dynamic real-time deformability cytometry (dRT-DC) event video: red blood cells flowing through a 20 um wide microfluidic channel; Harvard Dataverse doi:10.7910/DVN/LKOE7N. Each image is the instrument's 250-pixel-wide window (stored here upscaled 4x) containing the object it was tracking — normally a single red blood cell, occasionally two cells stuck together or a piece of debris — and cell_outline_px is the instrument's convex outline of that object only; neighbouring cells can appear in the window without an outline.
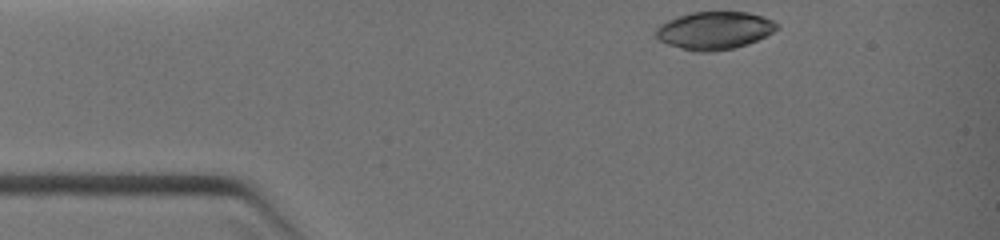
{"species": "common noctule bat (a hibernating species)", "species_latin": "Nyctalus noctula", "temperature_condition": "warm", "stored_images_in_passage": 22, "camera_frame_rate_fps": 3000, "um_per_image_px": 0.085, "animal": {"sex": "female", "body_mass_g": 19.0, "forearm_length_mm": 51.5}, "frame": {"image": 1, "passage_image": 1, "time_ms": 0.0, "image_size_px": [1000, 240], "cell_outline_px": [[780, 28], [748, 44], [732, 48], [712, 52], [692, 52], [668, 44], [660, 40], [656, 36], [656, 28], [660, 24], [668, 20], [692, 12], [748, 12], [772, 20]], "centroid_in_image_um": [60.71, 2.6], "position_along_channel_um": 24.3, "area_um2": 26.41}}
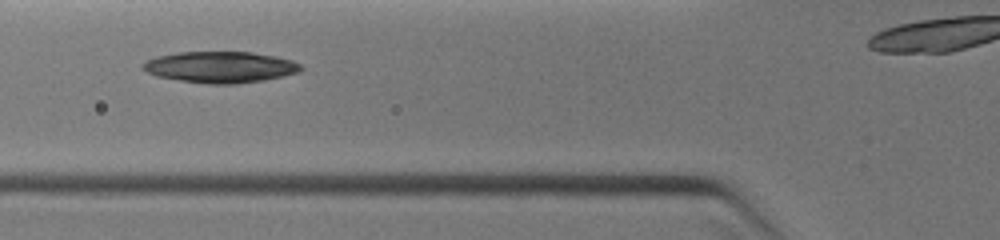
{"frame": {"image": 2, "passage_image": 12, "time_ms": 2.667, "image_size_px": [1000, 240], "cell_outline_px": [[304, 68], [300, 72], [284, 76], [264, 80], [236, 84], [208, 84], [180, 80], [156, 76], [140, 68], [140, 64], [156, 56], [180, 52], [252, 52], [276, 56], [292, 60], [300, 64]], "centroid_in_image_um": [18.74, 5.7], "position_along_channel_um": 107.1, "area_um2": 28.96}}
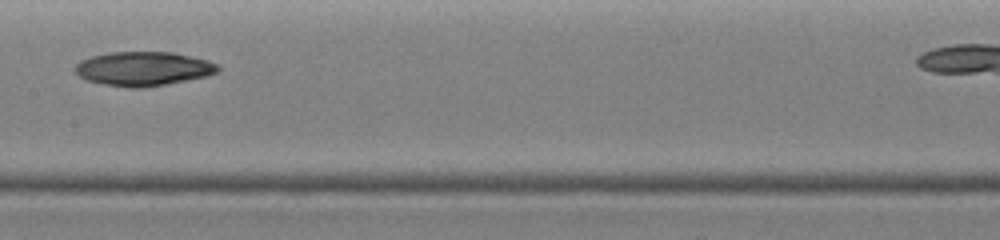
{"frame": {"image": 3, "passage_image": 21, "time_ms": 4.333, "image_size_px": [1000, 240], "cell_outline_px": [[220, 72], [208, 76], [188, 80], [144, 88], [128, 88], [88, 80], [80, 76], [76, 72], [76, 64], [80, 60], [92, 56], [108, 52], [172, 52], [208, 60], [220, 64]], "centroid_in_image_um": [12.25, 5.83], "position_along_channel_um": 195.1, "area_um2": 28.44}}